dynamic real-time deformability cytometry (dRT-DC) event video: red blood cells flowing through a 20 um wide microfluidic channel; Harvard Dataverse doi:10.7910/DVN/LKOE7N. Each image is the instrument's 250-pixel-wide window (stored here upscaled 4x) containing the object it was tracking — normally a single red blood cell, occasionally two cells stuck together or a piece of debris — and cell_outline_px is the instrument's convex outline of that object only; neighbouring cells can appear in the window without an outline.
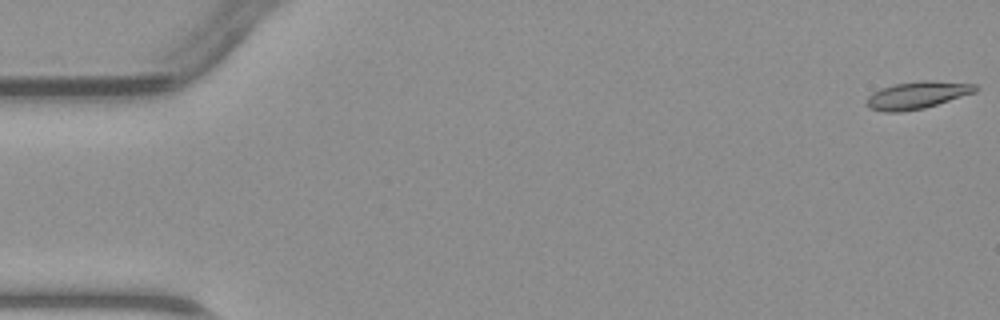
{"species": "common noctule bat (a hibernating species)", "species_latin": "Nyctalus noctula", "temperature_condition": "warm", "stored_images_in_passage": 7, "camera_frame_rate_fps": 3000, "um_per_image_px": 0.085, "animal": {"sex": "male", "body_mass_g": 23.1, "forearm_length_mm": 52.7}, "frame": {"image": 1, "passage_image": 1, "time_ms": 0.0, "image_size_px": [1000, 320], "cell_outline_px": [[980, 88], [976, 92], [924, 108], [904, 112], [880, 112], [868, 108], [868, 96], [872, 92], [880, 88], [896, 84], [920, 80], [928, 80], [976, 84]], "centroid_in_image_um": [77.96, 8.09], "position_along_channel_um": 7.0, "area_um2": 17.4}}